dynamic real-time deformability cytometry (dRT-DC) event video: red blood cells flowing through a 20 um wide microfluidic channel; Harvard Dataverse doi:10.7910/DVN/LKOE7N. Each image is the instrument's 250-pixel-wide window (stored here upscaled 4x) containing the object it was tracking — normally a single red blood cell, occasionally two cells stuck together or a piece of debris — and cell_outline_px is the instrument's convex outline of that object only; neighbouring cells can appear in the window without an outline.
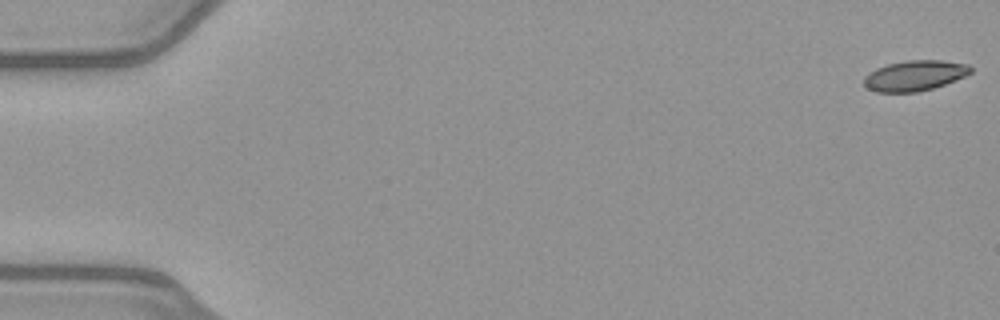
{"species": "common noctule bat (a hibernating species)", "species_latin": "Nyctalus noctula", "temperature_condition": "warm", "stored_images_in_passage": 52, "camera_frame_rate_fps": 3000, "um_per_image_px": 0.085, "animal": {"sex": "female", "body_mass_g": 21.9}, "frame": {"image": 1, "passage_image": 1, "time_ms": 0.0, "image_size_px": [1000, 320], "cell_outline_px": [[972, 72], [964, 76], [944, 84], [932, 88], [916, 92], [876, 92], [868, 88], [864, 84], [864, 76], [868, 72], [876, 68], [888, 64], [908, 60], [940, 60], [968, 64], [972, 68]], "centroid_in_image_um": [77.73, 6.42], "position_along_channel_um": 7.3, "area_um2": 18.79}}
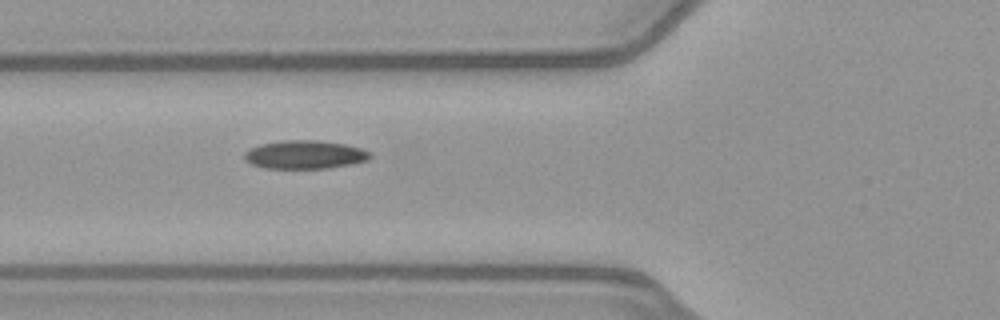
{"frame": {"image": 2, "passage_image": 20, "time_ms": 6.333, "image_size_px": [1000, 320], "cell_outline_px": [[372, 156], [368, 160], [352, 164], [328, 168], [264, 168], [252, 164], [244, 160], [244, 152], [248, 148], [260, 144], [280, 140], [316, 140], [344, 144], [364, 148], [372, 152]], "centroid_in_image_um": [25.92, 13.13], "position_along_channel_um": 99.9, "area_um2": 21.1}}
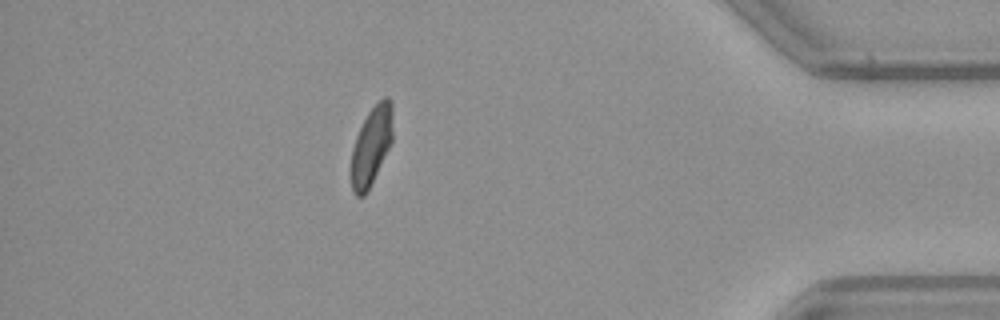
{"frame": {"image": 3, "passage_image": 46, "time_ms": 15.0, "image_size_px": [1000, 320], "cell_outline_px": [[392, 140], [364, 196], [356, 196], [352, 192], [352, 148], [356, 136], [368, 112], [384, 96], [388, 96], [392, 104]], "centroid_in_image_um": [31.56, 12.35], "position_along_channel_um": 403.6, "area_um2": 18.38}, "authors_computed_cell_mechanics": {"area_um2": 19.8832, "velocity_mm_per_s": 4.0101, "shape_relaxation_time_tau1_ms": 8.6761, "shape_relaxation_time_tau2_ms": 2.2697, "deformation_change_tau1": 0.1813, "deformation_change_tau2": 0.0772}}